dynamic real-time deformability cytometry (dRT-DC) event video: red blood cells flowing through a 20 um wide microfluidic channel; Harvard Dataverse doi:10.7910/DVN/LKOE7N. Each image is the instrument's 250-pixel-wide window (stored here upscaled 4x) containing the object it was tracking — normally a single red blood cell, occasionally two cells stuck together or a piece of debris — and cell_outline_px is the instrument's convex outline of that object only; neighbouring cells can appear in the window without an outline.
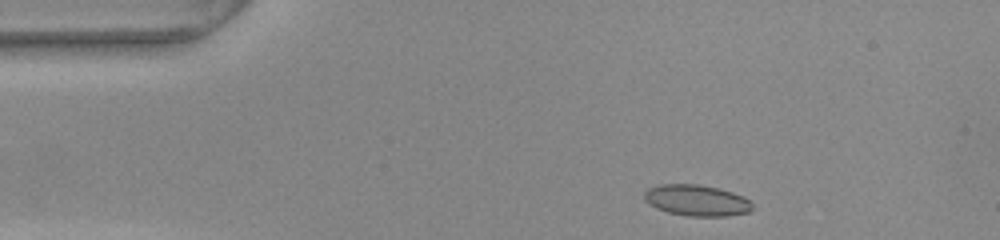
{"species": "common noctule bat (a hibernating species)", "species_latin": "Nyctalus noctula", "temperature_condition": "warm", "stored_images_in_passage": 19, "camera_frame_rate_fps": 3000, "um_per_image_px": 0.085, "animal": {"sex": "female", "body_mass_g": 22.0, "forearm_length_mm": 56.7}, "frame": {"image": 1, "passage_image": 2, "time_ms": 0.333, "image_size_px": [1000, 240], "cell_outline_px": [[756, 208], [748, 212], [728, 216], [688, 216], [668, 212], [656, 208], [648, 204], [644, 200], [644, 192], [648, 188], [656, 184], [700, 184], [720, 188], [744, 196], [752, 200]], "centroid_in_image_um": [59.25, 17.02], "position_along_channel_um": 25.7, "area_um2": 20.11}}
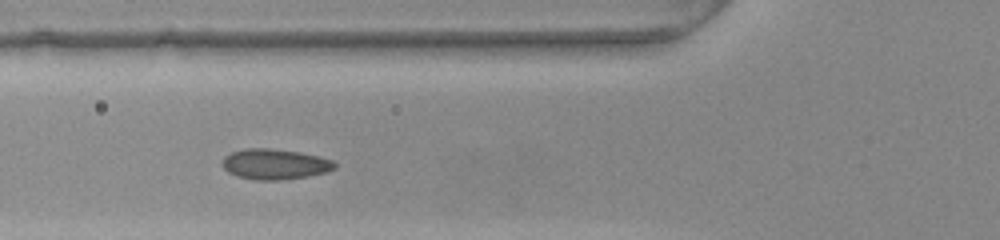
{"frame": {"image": 2, "passage_image": 13, "time_ms": 4.0, "image_size_px": [1000, 240], "cell_outline_px": [[336, 168], [324, 172], [308, 176], [280, 180], [256, 180], [236, 176], [228, 172], [224, 168], [224, 156], [232, 152], [244, 148], [268, 148], [300, 152], [320, 156], [332, 160], [336, 164]], "centroid_in_image_um": [23.37, 13.95], "position_along_channel_um": 102.4, "area_um2": 19.88}}
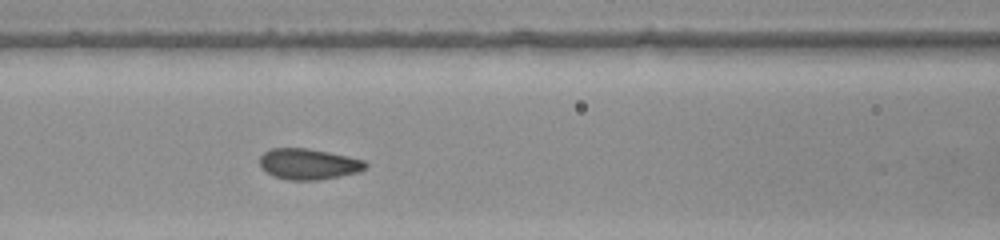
{"frame": {"image": 3, "passage_image": 16, "time_ms": 5.0, "image_size_px": [1000, 240], "cell_outline_px": [[368, 168], [356, 172], [340, 176], [316, 180], [288, 180], [272, 176], [260, 168], [260, 156], [264, 152], [272, 148], [308, 148], [348, 156], [364, 160], [368, 164]], "centroid_in_image_um": [26.2, 13.94], "position_along_channel_um": 140.4, "area_um2": 19.13}}